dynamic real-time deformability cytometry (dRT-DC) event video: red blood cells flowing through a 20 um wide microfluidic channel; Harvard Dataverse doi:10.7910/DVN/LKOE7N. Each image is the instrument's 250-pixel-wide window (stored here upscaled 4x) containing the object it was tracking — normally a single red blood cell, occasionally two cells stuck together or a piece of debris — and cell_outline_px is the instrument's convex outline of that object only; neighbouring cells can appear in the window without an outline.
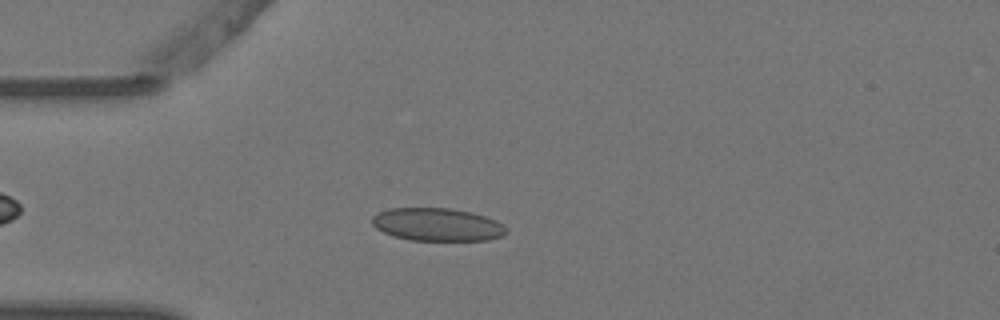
{"species": "Egyptian fruit bat (a non-hibernating species)", "species_latin": "Rousettus aegyptiacus", "temperature_condition": "warm", "stored_images_in_passage": 3, "camera_frame_rate_fps": 3000, "um_per_image_px": 0.085, "animal": {"sex": "female"}, "frame": {"image": 1, "passage_image": 3, "time_ms": 0.667, "image_size_px": [1000, 320], "cell_outline_px": [[508, 232], [500, 236], [488, 240], [408, 240], [392, 236], [376, 228], [372, 224], [372, 216], [388, 208], [452, 208], [472, 212], [496, 220]], "centroid_in_image_um": [37.13, 19.08], "position_along_channel_um": 47.9, "area_um2": 25.66}}